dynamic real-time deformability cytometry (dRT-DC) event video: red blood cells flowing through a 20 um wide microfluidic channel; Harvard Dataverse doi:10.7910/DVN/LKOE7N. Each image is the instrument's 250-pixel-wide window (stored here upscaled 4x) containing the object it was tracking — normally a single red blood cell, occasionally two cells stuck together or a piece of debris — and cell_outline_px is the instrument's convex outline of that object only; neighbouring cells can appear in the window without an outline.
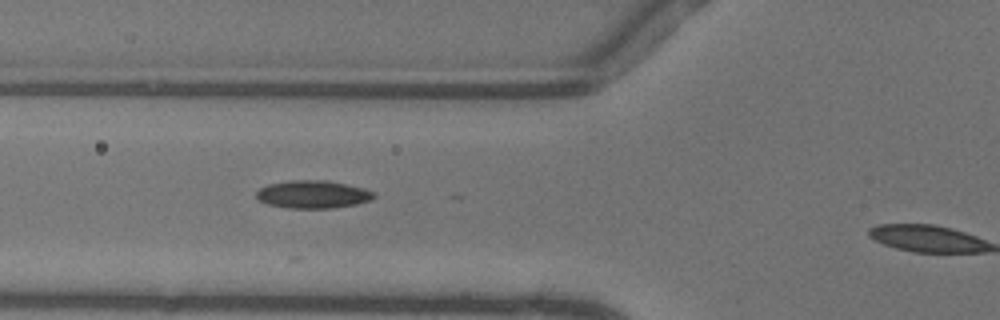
{"species": "common noctule bat (a hibernating species)", "species_latin": "Nyctalus noctula", "temperature_condition": "warm", "stored_images_in_passage": 12, "camera_frame_rate_fps": 3000, "um_per_image_px": 0.085, "animal": {"sex": "female"}, "frame": {"image": 1, "passage_image": 11, "time_ms": 3.333, "image_size_px": [1000, 320], "cell_outline_px": [[376, 196], [372, 200], [356, 204], [332, 208], [288, 208], [268, 204], [260, 200], [256, 196], [256, 192], [260, 188], [268, 184], [288, 180], [328, 180], [364, 188], [372, 192]], "centroid_in_image_um": [26.6, 16.51], "position_along_channel_um": 99.2, "area_um2": 19.07}}